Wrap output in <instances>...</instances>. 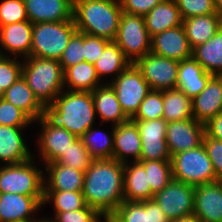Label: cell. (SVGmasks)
<instances>
[{
	"mask_svg": "<svg viewBox=\"0 0 222 222\" xmlns=\"http://www.w3.org/2000/svg\"><path fill=\"white\" fill-rule=\"evenodd\" d=\"M91 93L96 115L99 114L102 123L110 121L117 126L130 120L122 110L114 88L109 83L96 87Z\"/></svg>",
	"mask_w": 222,
	"mask_h": 222,
	"instance_id": "25",
	"label": "cell"
},
{
	"mask_svg": "<svg viewBox=\"0 0 222 222\" xmlns=\"http://www.w3.org/2000/svg\"><path fill=\"white\" fill-rule=\"evenodd\" d=\"M3 99L25 112L34 122L41 118L44 105L38 100L23 76L3 95Z\"/></svg>",
	"mask_w": 222,
	"mask_h": 222,
	"instance_id": "27",
	"label": "cell"
},
{
	"mask_svg": "<svg viewBox=\"0 0 222 222\" xmlns=\"http://www.w3.org/2000/svg\"><path fill=\"white\" fill-rule=\"evenodd\" d=\"M122 7L120 0H73V20L77 31L114 41Z\"/></svg>",
	"mask_w": 222,
	"mask_h": 222,
	"instance_id": "3",
	"label": "cell"
},
{
	"mask_svg": "<svg viewBox=\"0 0 222 222\" xmlns=\"http://www.w3.org/2000/svg\"><path fill=\"white\" fill-rule=\"evenodd\" d=\"M205 134V125L194 118L169 122L166 142L171 157L179 152L200 146Z\"/></svg>",
	"mask_w": 222,
	"mask_h": 222,
	"instance_id": "13",
	"label": "cell"
},
{
	"mask_svg": "<svg viewBox=\"0 0 222 222\" xmlns=\"http://www.w3.org/2000/svg\"><path fill=\"white\" fill-rule=\"evenodd\" d=\"M34 222H53L52 220H51V218L50 219H36V220H34Z\"/></svg>",
	"mask_w": 222,
	"mask_h": 222,
	"instance_id": "53",
	"label": "cell"
},
{
	"mask_svg": "<svg viewBox=\"0 0 222 222\" xmlns=\"http://www.w3.org/2000/svg\"><path fill=\"white\" fill-rule=\"evenodd\" d=\"M114 79L109 84L114 88L122 110L129 119H132L151 88L134 63Z\"/></svg>",
	"mask_w": 222,
	"mask_h": 222,
	"instance_id": "9",
	"label": "cell"
},
{
	"mask_svg": "<svg viewBox=\"0 0 222 222\" xmlns=\"http://www.w3.org/2000/svg\"><path fill=\"white\" fill-rule=\"evenodd\" d=\"M182 19L194 16L215 14L214 0H174Z\"/></svg>",
	"mask_w": 222,
	"mask_h": 222,
	"instance_id": "43",
	"label": "cell"
},
{
	"mask_svg": "<svg viewBox=\"0 0 222 222\" xmlns=\"http://www.w3.org/2000/svg\"><path fill=\"white\" fill-rule=\"evenodd\" d=\"M150 37L182 25L183 19L174 0H163L144 16Z\"/></svg>",
	"mask_w": 222,
	"mask_h": 222,
	"instance_id": "26",
	"label": "cell"
},
{
	"mask_svg": "<svg viewBox=\"0 0 222 222\" xmlns=\"http://www.w3.org/2000/svg\"><path fill=\"white\" fill-rule=\"evenodd\" d=\"M44 197H31L21 194H0V222H22L31 218L43 205Z\"/></svg>",
	"mask_w": 222,
	"mask_h": 222,
	"instance_id": "16",
	"label": "cell"
},
{
	"mask_svg": "<svg viewBox=\"0 0 222 222\" xmlns=\"http://www.w3.org/2000/svg\"><path fill=\"white\" fill-rule=\"evenodd\" d=\"M22 222H34V220H30V221H22Z\"/></svg>",
	"mask_w": 222,
	"mask_h": 222,
	"instance_id": "56",
	"label": "cell"
},
{
	"mask_svg": "<svg viewBox=\"0 0 222 222\" xmlns=\"http://www.w3.org/2000/svg\"><path fill=\"white\" fill-rule=\"evenodd\" d=\"M160 206L152 199L147 200V222H170Z\"/></svg>",
	"mask_w": 222,
	"mask_h": 222,
	"instance_id": "50",
	"label": "cell"
},
{
	"mask_svg": "<svg viewBox=\"0 0 222 222\" xmlns=\"http://www.w3.org/2000/svg\"><path fill=\"white\" fill-rule=\"evenodd\" d=\"M80 139L93 159H113L114 126L111 135L94 130L92 126Z\"/></svg>",
	"mask_w": 222,
	"mask_h": 222,
	"instance_id": "34",
	"label": "cell"
},
{
	"mask_svg": "<svg viewBox=\"0 0 222 222\" xmlns=\"http://www.w3.org/2000/svg\"><path fill=\"white\" fill-rule=\"evenodd\" d=\"M34 122L25 112L3 98L0 99V125L26 127Z\"/></svg>",
	"mask_w": 222,
	"mask_h": 222,
	"instance_id": "42",
	"label": "cell"
},
{
	"mask_svg": "<svg viewBox=\"0 0 222 222\" xmlns=\"http://www.w3.org/2000/svg\"><path fill=\"white\" fill-rule=\"evenodd\" d=\"M0 125V161L6 165L18 164L34 158L22 138V129Z\"/></svg>",
	"mask_w": 222,
	"mask_h": 222,
	"instance_id": "22",
	"label": "cell"
},
{
	"mask_svg": "<svg viewBox=\"0 0 222 222\" xmlns=\"http://www.w3.org/2000/svg\"><path fill=\"white\" fill-rule=\"evenodd\" d=\"M17 58L0 55V90L4 92L22 76L23 63L18 62Z\"/></svg>",
	"mask_w": 222,
	"mask_h": 222,
	"instance_id": "41",
	"label": "cell"
},
{
	"mask_svg": "<svg viewBox=\"0 0 222 222\" xmlns=\"http://www.w3.org/2000/svg\"><path fill=\"white\" fill-rule=\"evenodd\" d=\"M32 159L0 167V194L44 197L43 172L35 167Z\"/></svg>",
	"mask_w": 222,
	"mask_h": 222,
	"instance_id": "7",
	"label": "cell"
},
{
	"mask_svg": "<svg viewBox=\"0 0 222 222\" xmlns=\"http://www.w3.org/2000/svg\"><path fill=\"white\" fill-rule=\"evenodd\" d=\"M96 111L91 92L62 91L50 105H44L41 118L81 138L94 123Z\"/></svg>",
	"mask_w": 222,
	"mask_h": 222,
	"instance_id": "2",
	"label": "cell"
},
{
	"mask_svg": "<svg viewBox=\"0 0 222 222\" xmlns=\"http://www.w3.org/2000/svg\"><path fill=\"white\" fill-rule=\"evenodd\" d=\"M222 80V74L217 75Z\"/></svg>",
	"mask_w": 222,
	"mask_h": 222,
	"instance_id": "55",
	"label": "cell"
},
{
	"mask_svg": "<svg viewBox=\"0 0 222 222\" xmlns=\"http://www.w3.org/2000/svg\"><path fill=\"white\" fill-rule=\"evenodd\" d=\"M33 24L29 21L7 24L0 27V45L5 51L18 57L30 56ZM18 55V56H17Z\"/></svg>",
	"mask_w": 222,
	"mask_h": 222,
	"instance_id": "21",
	"label": "cell"
},
{
	"mask_svg": "<svg viewBox=\"0 0 222 222\" xmlns=\"http://www.w3.org/2000/svg\"><path fill=\"white\" fill-rule=\"evenodd\" d=\"M36 121H39L42 126L38 139L41 158L44 164L55 162L77 137L64 128L49 126L42 118Z\"/></svg>",
	"mask_w": 222,
	"mask_h": 222,
	"instance_id": "18",
	"label": "cell"
},
{
	"mask_svg": "<svg viewBox=\"0 0 222 222\" xmlns=\"http://www.w3.org/2000/svg\"><path fill=\"white\" fill-rule=\"evenodd\" d=\"M111 41L98 36H91L84 33V58L86 62L94 64L102 55L105 47Z\"/></svg>",
	"mask_w": 222,
	"mask_h": 222,
	"instance_id": "47",
	"label": "cell"
},
{
	"mask_svg": "<svg viewBox=\"0 0 222 222\" xmlns=\"http://www.w3.org/2000/svg\"><path fill=\"white\" fill-rule=\"evenodd\" d=\"M163 105L167 123L193 118L192 98L178 88L163 91Z\"/></svg>",
	"mask_w": 222,
	"mask_h": 222,
	"instance_id": "32",
	"label": "cell"
},
{
	"mask_svg": "<svg viewBox=\"0 0 222 222\" xmlns=\"http://www.w3.org/2000/svg\"><path fill=\"white\" fill-rule=\"evenodd\" d=\"M192 57L206 72L222 74V26L211 39L192 49Z\"/></svg>",
	"mask_w": 222,
	"mask_h": 222,
	"instance_id": "30",
	"label": "cell"
},
{
	"mask_svg": "<svg viewBox=\"0 0 222 222\" xmlns=\"http://www.w3.org/2000/svg\"><path fill=\"white\" fill-rule=\"evenodd\" d=\"M215 2V10L216 13L221 17L222 19V0H214Z\"/></svg>",
	"mask_w": 222,
	"mask_h": 222,
	"instance_id": "52",
	"label": "cell"
},
{
	"mask_svg": "<svg viewBox=\"0 0 222 222\" xmlns=\"http://www.w3.org/2000/svg\"><path fill=\"white\" fill-rule=\"evenodd\" d=\"M130 64L131 62L125 57L119 46L114 41H111L93 65L101 81L104 75L116 74L118 76Z\"/></svg>",
	"mask_w": 222,
	"mask_h": 222,
	"instance_id": "33",
	"label": "cell"
},
{
	"mask_svg": "<svg viewBox=\"0 0 222 222\" xmlns=\"http://www.w3.org/2000/svg\"><path fill=\"white\" fill-rule=\"evenodd\" d=\"M93 160L82 140L77 138L55 162L85 172Z\"/></svg>",
	"mask_w": 222,
	"mask_h": 222,
	"instance_id": "37",
	"label": "cell"
},
{
	"mask_svg": "<svg viewBox=\"0 0 222 222\" xmlns=\"http://www.w3.org/2000/svg\"><path fill=\"white\" fill-rule=\"evenodd\" d=\"M109 222H147V201H123L107 218Z\"/></svg>",
	"mask_w": 222,
	"mask_h": 222,
	"instance_id": "38",
	"label": "cell"
},
{
	"mask_svg": "<svg viewBox=\"0 0 222 222\" xmlns=\"http://www.w3.org/2000/svg\"><path fill=\"white\" fill-rule=\"evenodd\" d=\"M85 61L84 33L76 31L69 40L68 45L59 58V63L65 71L68 67Z\"/></svg>",
	"mask_w": 222,
	"mask_h": 222,
	"instance_id": "40",
	"label": "cell"
},
{
	"mask_svg": "<svg viewBox=\"0 0 222 222\" xmlns=\"http://www.w3.org/2000/svg\"><path fill=\"white\" fill-rule=\"evenodd\" d=\"M141 136L140 160L171 161L166 142L167 122L163 119L132 120Z\"/></svg>",
	"mask_w": 222,
	"mask_h": 222,
	"instance_id": "12",
	"label": "cell"
},
{
	"mask_svg": "<svg viewBox=\"0 0 222 222\" xmlns=\"http://www.w3.org/2000/svg\"><path fill=\"white\" fill-rule=\"evenodd\" d=\"M170 222H201V220L194 213H192L178 219L171 220Z\"/></svg>",
	"mask_w": 222,
	"mask_h": 222,
	"instance_id": "51",
	"label": "cell"
},
{
	"mask_svg": "<svg viewBox=\"0 0 222 222\" xmlns=\"http://www.w3.org/2000/svg\"><path fill=\"white\" fill-rule=\"evenodd\" d=\"M192 109L193 118L204 125L222 112V80L217 75L192 99Z\"/></svg>",
	"mask_w": 222,
	"mask_h": 222,
	"instance_id": "19",
	"label": "cell"
},
{
	"mask_svg": "<svg viewBox=\"0 0 222 222\" xmlns=\"http://www.w3.org/2000/svg\"><path fill=\"white\" fill-rule=\"evenodd\" d=\"M163 91L151 90L141 102L131 120H156L163 118Z\"/></svg>",
	"mask_w": 222,
	"mask_h": 222,
	"instance_id": "39",
	"label": "cell"
},
{
	"mask_svg": "<svg viewBox=\"0 0 222 222\" xmlns=\"http://www.w3.org/2000/svg\"><path fill=\"white\" fill-rule=\"evenodd\" d=\"M99 83L95 67L89 62H80L64 71V87L67 85L68 91L92 92Z\"/></svg>",
	"mask_w": 222,
	"mask_h": 222,
	"instance_id": "31",
	"label": "cell"
},
{
	"mask_svg": "<svg viewBox=\"0 0 222 222\" xmlns=\"http://www.w3.org/2000/svg\"><path fill=\"white\" fill-rule=\"evenodd\" d=\"M205 133L211 138L222 141V112L205 124Z\"/></svg>",
	"mask_w": 222,
	"mask_h": 222,
	"instance_id": "49",
	"label": "cell"
},
{
	"mask_svg": "<svg viewBox=\"0 0 222 222\" xmlns=\"http://www.w3.org/2000/svg\"><path fill=\"white\" fill-rule=\"evenodd\" d=\"M130 155L133 156V162L140 161L141 136L136 124L131 119L114 126L113 159L125 164Z\"/></svg>",
	"mask_w": 222,
	"mask_h": 222,
	"instance_id": "20",
	"label": "cell"
},
{
	"mask_svg": "<svg viewBox=\"0 0 222 222\" xmlns=\"http://www.w3.org/2000/svg\"><path fill=\"white\" fill-rule=\"evenodd\" d=\"M213 76L206 72L193 57L187 58L179 62L176 88L193 99L202 92Z\"/></svg>",
	"mask_w": 222,
	"mask_h": 222,
	"instance_id": "24",
	"label": "cell"
},
{
	"mask_svg": "<svg viewBox=\"0 0 222 222\" xmlns=\"http://www.w3.org/2000/svg\"><path fill=\"white\" fill-rule=\"evenodd\" d=\"M22 76L43 105H50L64 89V71L58 60L26 57Z\"/></svg>",
	"mask_w": 222,
	"mask_h": 222,
	"instance_id": "4",
	"label": "cell"
},
{
	"mask_svg": "<svg viewBox=\"0 0 222 222\" xmlns=\"http://www.w3.org/2000/svg\"><path fill=\"white\" fill-rule=\"evenodd\" d=\"M192 49L211 39L222 26L221 17L215 14L194 16L182 23Z\"/></svg>",
	"mask_w": 222,
	"mask_h": 222,
	"instance_id": "29",
	"label": "cell"
},
{
	"mask_svg": "<svg viewBox=\"0 0 222 222\" xmlns=\"http://www.w3.org/2000/svg\"><path fill=\"white\" fill-rule=\"evenodd\" d=\"M24 3L32 24L73 20V0H24Z\"/></svg>",
	"mask_w": 222,
	"mask_h": 222,
	"instance_id": "17",
	"label": "cell"
},
{
	"mask_svg": "<svg viewBox=\"0 0 222 222\" xmlns=\"http://www.w3.org/2000/svg\"><path fill=\"white\" fill-rule=\"evenodd\" d=\"M194 191V186L172 179L153 200L169 220H174L194 212Z\"/></svg>",
	"mask_w": 222,
	"mask_h": 222,
	"instance_id": "11",
	"label": "cell"
},
{
	"mask_svg": "<svg viewBox=\"0 0 222 222\" xmlns=\"http://www.w3.org/2000/svg\"><path fill=\"white\" fill-rule=\"evenodd\" d=\"M124 200L147 201L152 200L154 193L148 183L145 168L139 162L124 164Z\"/></svg>",
	"mask_w": 222,
	"mask_h": 222,
	"instance_id": "28",
	"label": "cell"
},
{
	"mask_svg": "<svg viewBox=\"0 0 222 222\" xmlns=\"http://www.w3.org/2000/svg\"><path fill=\"white\" fill-rule=\"evenodd\" d=\"M139 163L145 168L148 183L154 194L161 191L173 179L171 161L140 160Z\"/></svg>",
	"mask_w": 222,
	"mask_h": 222,
	"instance_id": "35",
	"label": "cell"
},
{
	"mask_svg": "<svg viewBox=\"0 0 222 222\" xmlns=\"http://www.w3.org/2000/svg\"><path fill=\"white\" fill-rule=\"evenodd\" d=\"M114 42L131 63L151 52V37L144 17L122 12Z\"/></svg>",
	"mask_w": 222,
	"mask_h": 222,
	"instance_id": "8",
	"label": "cell"
},
{
	"mask_svg": "<svg viewBox=\"0 0 222 222\" xmlns=\"http://www.w3.org/2000/svg\"><path fill=\"white\" fill-rule=\"evenodd\" d=\"M101 216L95 208L86 205L80 210L55 212V219L53 218L51 220L53 222H101Z\"/></svg>",
	"mask_w": 222,
	"mask_h": 222,
	"instance_id": "45",
	"label": "cell"
},
{
	"mask_svg": "<svg viewBox=\"0 0 222 222\" xmlns=\"http://www.w3.org/2000/svg\"><path fill=\"white\" fill-rule=\"evenodd\" d=\"M202 143L212 162L216 179L222 181V141L211 138L205 133Z\"/></svg>",
	"mask_w": 222,
	"mask_h": 222,
	"instance_id": "46",
	"label": "cell"
},
{
	"mask_svg": "<svg viewBox=\"0 0 222 222\" xmlns=\"http://www.w3.org/2000/svg\"><path fill=\"white\" fill-rule=\"evenodd\" d=\"M173 180L191 186H199L218 181L203 143L188 151L171 157Z\"/></svg>",
	"mask_w": 222,
	"mask_h": 222,
	"instance_id": "6",
	"label": "cell"
},
{
	"mask_svg": "<svg viewBox=\"0 0 222 222\" xmlns=\"http://www.w3.org/2000/svg\"><path fill=\"white\" fill-rule=\"evenodd\" d=\"M76 31L74 20L33 24L30 56L59 61Z\"/></svg>",
	"mask_w": 222,
	"mask_h": 222,
	"instance_id": "5",
	"label": "cell"
},
{
	"mask_svg": "<svg viewBox=\"0 0 222 222\" xmlns=\"http://www.w3.org/2000/svg\"><path fill=\"white\" fill-rule=\"evenodd\" d=\"M3 95H4V91H3V90H0V99L3 98Z\"/></svg>",
	"mask_w": 222,
	"mask_h": 222,
	"instance_id": "54",
	"label": "cell"
},
{
	"mask_svg": "<svg viewBox=\"0 0 222 222\" xmlns=\"http://www.w3.org/2000/svg\"><path fill=\"white\" fill-rule=\"evenodd\" d=\"M45 170L48 180L44 178V191H82L84 171L56 162L46 164Z\"/></svg>",
	"mask_w": 222,
	"mask_h": 222,
	"instance_id": "23",
	"label": "cell"
},
{
	"mask_svg": "<svg viewBox=\"0 0 222 222\" xmlns=\"http://www.w3.org/2000/svg\"><path fill=\"white\" fill-rule=\"evenodd\" d=\"M193 213L201 222H222V181L195 187Z\"/></svg>",
	"mask_w": 222,
	"mask_h": 222,
	"instance_id": "15",
	"label": "cell"
},
{
	"mask_svg": "<svg viewBox=\"0 0 222 222\" xmlns=\"http://www.w3.org/2000/svg\"><path fill=\"white\" fill-rule=\"evenodd\" d=\"M28 20L24 0H4L0 4V27Z\"/></svg>",
	"mask_w": 222,
	"mask_h": 222,
	"instance_id": "44",
	"label": "cell"
},
{
	"mask_svg": "<svg viewBox=\"0 0 222 222\" xmlns=\"http://www.w3.org/2000/svg\"><path fill=\"white\" fill-rule=\"evenodd\" d=\"M151 90L175 89L178 79L179 62L149 52L135 63Z\"/></svg>",
	"mask_w": 222,
	"mask_h": 222,
	"instance_id": "10",
	"label": "cell"
},
{
	"mask_svg": "<svg viewBox=\"0 0 222 222\" xmlns=\"http://www.w3.org/2000/svg\"><path fill=\"white\" fill-rule=\"evenodd\" d=\"M151 52L178 62L192 57V47L183 25L151 37Z\"/></svg>",
	"mask_w": 222,
	"mask_h": 222,
	"instance_id": "14",
	"label": "cell"
},
{
	"mask_svg": "<svg viewBox=\"0 0 222 222\" xmlns=\"http://www.w3.org/2000/svg\"><path fill=\"white\" fill-rule=\"evenodd\" d=\"M163 0H120L122 12L145 16Z\"/></svg>",
	"mask_w": 222,
	"mask_h": 222,
	"instance_id": "48",
	"label": "cell"
},
{
	"mask_svg": "<svg viewBox=\"0 0 222 222\" xmlns=\"http://www.w3.org/2000/svg\"><path fill=\"white\" fill-rule=\"evenodd\" d=\"M52 201L54 212H68L83 209L86 206L82 191H44V202Z\"/></svg>",
	"mask_w": 222,
	"mask_h": 222,
	"instance_id": "36",
	"label": "cell"
},
{
	"mask_svg": "<svg viewBox=\"0 0 222 222\" xmlns=\"http://www.w3.org/2000/svg\"><path fill=\"white\" fill-rule=\"evenodd\" d=\"M124 164L115 159H94L84 172L82 194L87 206L107 219L124 201Z\"/></svg>",
	"mask_w": 222,
	"mask_h": 222,
	"instance_id": "1",
	"label": "cell"
}]
</instances>
